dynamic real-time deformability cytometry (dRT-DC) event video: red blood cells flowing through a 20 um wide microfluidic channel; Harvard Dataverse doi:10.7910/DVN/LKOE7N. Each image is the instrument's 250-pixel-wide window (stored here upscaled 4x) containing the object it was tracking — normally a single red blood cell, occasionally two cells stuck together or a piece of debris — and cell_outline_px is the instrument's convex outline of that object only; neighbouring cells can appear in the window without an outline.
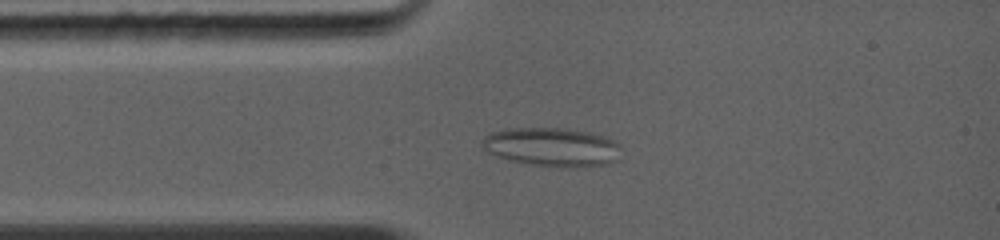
{"species": "common noctule bat (a hibernating species)", "species_latin": "Nyctalus noctula", "temperature_condition": "warm", "stored_images_in_passage": 20, "camera_frame_rate_fps": 5000, "um_per_image_px": 0.085, "animal": {"sex": "female", "body_mass_g": 19.0, "forearm_length_mm": 56.7}, "frame": {"image": 1, "passage_image": 4, "time_ms": 1.8, "image_size_px": [1000, 240], "cell_outline_px": [[620, 160], [608, 164], [588, 168], [568, 168], [528, 164], [508, 160], [496, 156], [480, 148], [480, 144], [484, 136], [492, 132], [504, 128], [560, 128], [588, 132], [604, 136], [620, 144]], "centroid_in_image_um": [46.93, 12.52], "position_along_channel_um": 38.1, "area_um2": 32.14}}
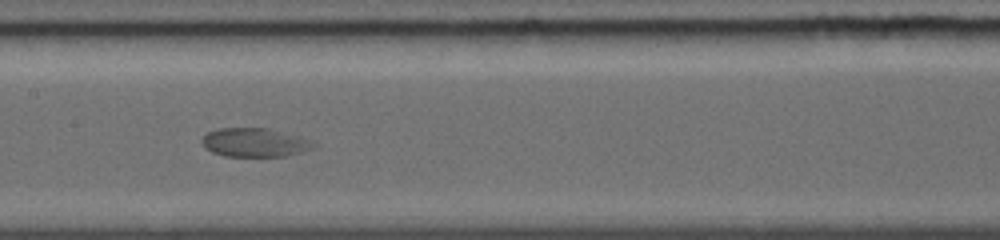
{"frame": {"image": 2, "passage_image": 10, "time_ms": 5.4, "image_size_px": [1000, 240], "cell_outline_px": [[316, 148], [288, 156], [224, 156], [212, 152], [200, 140], [208, 132], [220, 128], [268, 128], [300, 136], [316, 144]], "centroid_in_image_um": [21.69, 12.11], "position_along_channel_um": 185.7, "area_um2": 18.67}}
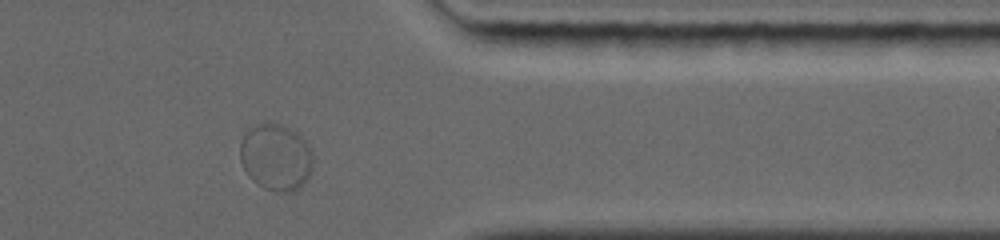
{"frame": {"image": 3, "passage_image": 18, "time_ms": 10.4, "image_size_px": [1000, 240], "cell_outline_px": [[312, 168], [308, 176], [300, 188], [288, 192], [276, 192], [264, 188], [252, 180], [248, 176], [240, 160], [240, 140], [244, 132], [248, 128], [256, 124], [280, 124], [296, 132], [304, 140], [312, 152]], "centroid_in_image_um": [23.42, 13.37], "position_along_channel_um": 388.0, "area_um2": 28.32}}